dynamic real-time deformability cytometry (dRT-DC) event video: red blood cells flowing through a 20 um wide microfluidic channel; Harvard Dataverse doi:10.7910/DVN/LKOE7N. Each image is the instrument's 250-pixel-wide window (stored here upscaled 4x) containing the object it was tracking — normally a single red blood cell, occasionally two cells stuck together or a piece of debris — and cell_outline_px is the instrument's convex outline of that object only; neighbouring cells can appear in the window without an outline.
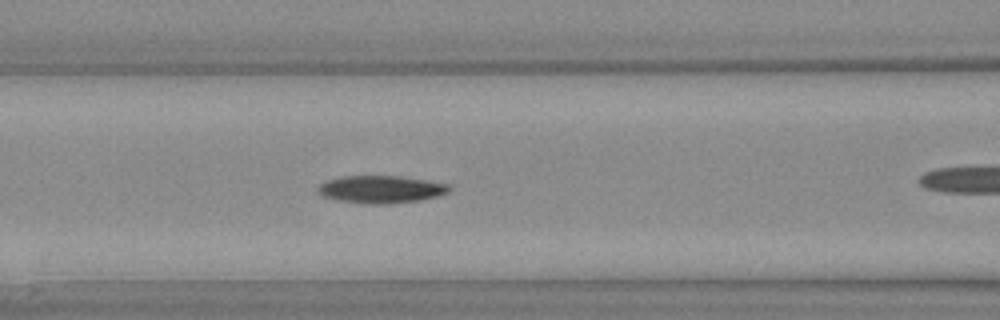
{"species": "Egyptian fruit bat (a non-hibernating species)", "species_latin": "Rousettus aegyptiacus", "temperature_condition": "warm", "stored_images_in_passage": 28, "camera_frame_rate_fps": 3000, "um_per_image_px": 0.085, "animal": {"sex": "female"}, "frame": {"image": 1, "passage_image": 13, "time_ms": 4.0, "image_size_px": [1000, 320], "cell_outline_px": [[452, 188], [448, 192], [436, 196], [420, 200], [388, 204], [380, 204], [340, 200], [324, 196], [316, 192], [316, 188], [320, 184], [328, 180], [340, 176], [396, 176], [424, 180], [448, 184]], "centroid_in_image_um": [32.37, 16.08], "position_along_channel_um": 134.2, "area_um2": 20.69}}
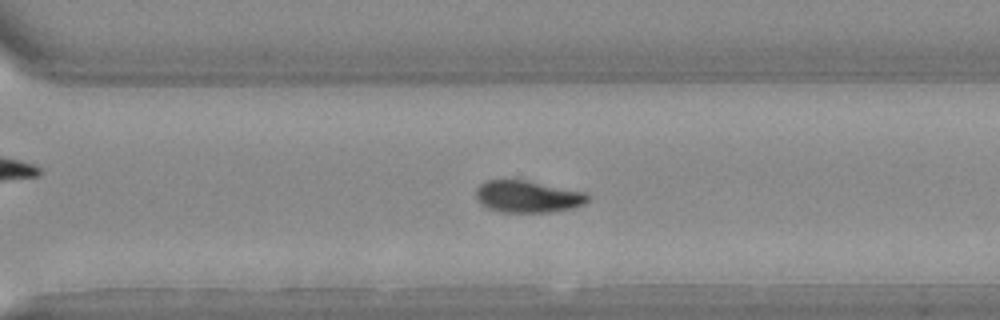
{"frame": {"image": 2, "passage_image": 24, "time_ms": 7.667, "image_size_px": [1000, 320], "cell_outline_px": [[588, 200], [584, 204], [572, 208], [548, 212], [500, 212], [488, 208], [480, 204], [476, 196], [476, 188], [480, 184], [488, 180], [524, 180], [588, 192]], "centroid_in_image_um": [44.85, 16.71], "position_along_channel_um": 325.7, "area_um2": 20.81}}